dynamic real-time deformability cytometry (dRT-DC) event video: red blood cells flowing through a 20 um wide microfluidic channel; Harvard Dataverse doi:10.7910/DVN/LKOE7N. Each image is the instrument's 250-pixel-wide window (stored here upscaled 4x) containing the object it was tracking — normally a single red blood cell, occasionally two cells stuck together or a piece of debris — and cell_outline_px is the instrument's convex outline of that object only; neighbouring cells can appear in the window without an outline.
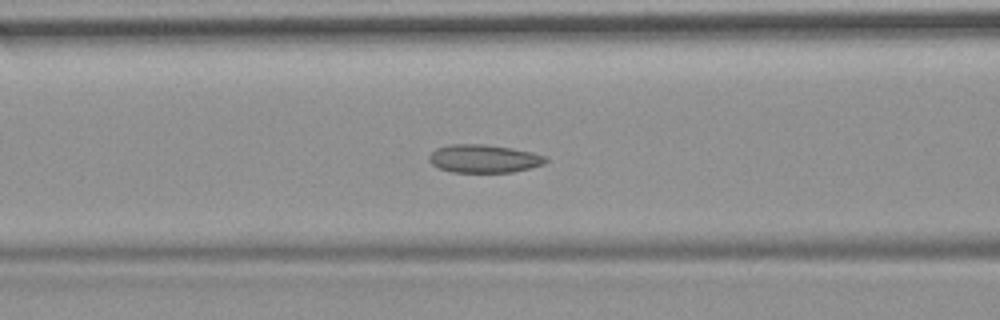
{"species": "common noctule bat (a hibernating species)", "species_latin": "Nyctalus noctula", "temperature_condition": "room temperature", "stored_images_in_passage": 46, "camera_frame_rate_fps": 3000, "um_per_image_px": 0.085, "animal": {"sex": "female", "body_mass_g": 19.9}, "frame": {"image": 1, "passage_image": 14, "time_ms": 4.333, "image_size_px": [1000, 320], "cell_outline_px": [[548, 160], [544, 164], [512, 172], [452, 172], [440, 168], [432, 164], [428, 160], [428, 156], [436, 148], [448, 144], [484, 144], [532, 152], [548, 156]], "centroid_in_image_um": [41.12, 13.48], "position_along_channel_um": 125.5, "area_um2": 19.07}, "authors_computed_cell_mechanics": {"area_um2": 19.2185, "velocity_mm_per_s": 3.6675, "shape_relaxation_time_tau1_ms": null, "shape_relaxation_time_tau2_ms": 4.266, "deformation_change_tau1": null, "deformation_change_tau2": 0.0935}}